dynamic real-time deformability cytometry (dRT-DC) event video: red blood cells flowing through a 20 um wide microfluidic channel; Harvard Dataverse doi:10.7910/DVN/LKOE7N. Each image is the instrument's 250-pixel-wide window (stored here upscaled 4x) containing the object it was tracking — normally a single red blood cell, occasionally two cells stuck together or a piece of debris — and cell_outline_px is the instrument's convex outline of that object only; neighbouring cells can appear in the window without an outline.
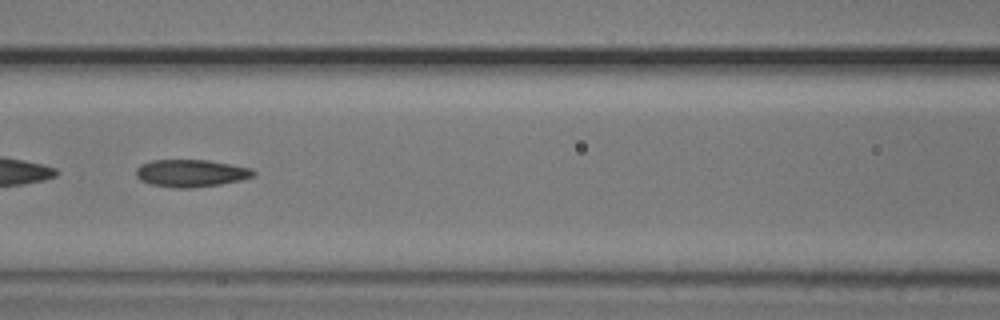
{"species": "common noctule bat (a hibernating species)", "species_latin": "Nyctalus noctula", "temperature_condition": "cold", "stored_images_in_passage": 53, "segment_of_instrument_passage": [2, 2], "camera_frame_rate_fps": 3000, "um_per_image_px": 0.085, "animal": {"sex": "male", "body_mass_g": 20.5, "forearm_length_mm": 52.5}, "frame": {"image": 1, "passage_image": 24, "time_ms": 7.667, "image_size_px": [1000, 320], "cell_outline_px": [[256, 176], [240, 180], [220, 184], [192, 188], [176, 188], [152, 184], [140, 180], [136, 176], [136, 168], [140, 164], [152, 160], [208, 160], [252, 168], [256, 172]], "centroid_in_image_um": [16.25, 14.72], "position_along_channel_um": 150.4, "area_um2": 18.79}}
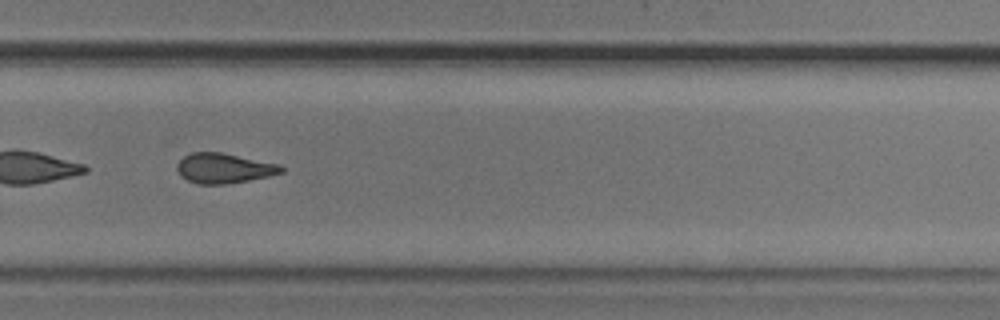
{"frame": {"image": 2, "passage_image": 37, "time_ms": 12.0, "image_size_px": [1000, 320], "cell_outline_px": [[284, 172], [268, 176], [248, 180], [224, 184], [196, 184], [188, 180], [176, 168], [176, 164], [184, 156], [192, 152], [220, 152], [280, 164], [284, 168]], "centroid_in_image_um": [19.05, 14.29], "position_along_channel_um": 310.7, "area_um2": 18.03}}